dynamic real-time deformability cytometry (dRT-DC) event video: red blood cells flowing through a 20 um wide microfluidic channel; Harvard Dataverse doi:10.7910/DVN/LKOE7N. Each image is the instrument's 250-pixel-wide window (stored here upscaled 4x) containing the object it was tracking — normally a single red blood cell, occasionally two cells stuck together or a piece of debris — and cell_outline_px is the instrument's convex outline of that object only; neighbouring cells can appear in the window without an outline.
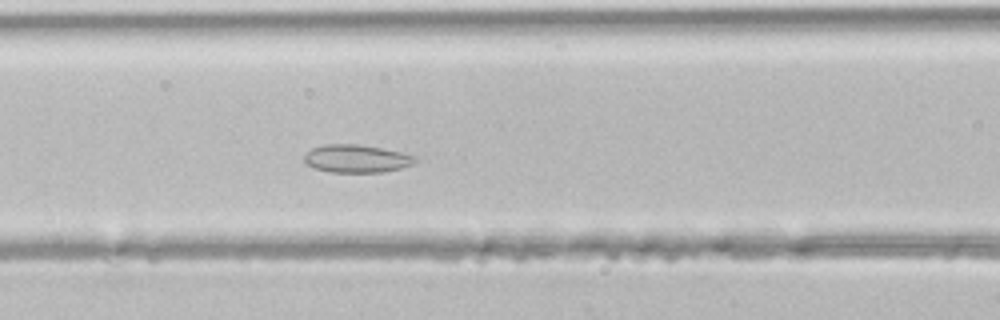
{"species": "common noctule bat (a hibernating species)", "species_latin": "Nyctalus noctula", "temperature_condition": "room temperature", "stored_images_in_passage": 46, "camera_frame_rate_fps": 3000, "um_per_image_px": 0.085, "animal": {"sex": "male", "body_mass_g": 21.5, "forearm_length_mm": 52.0}, "frame": {"image": 1, "passage_image": 19, "time_ms": 6.0, "image_size_px": [1000, 320], "cell_outline_px": [[416, 160], [412, 164], [400, 168], [384, 172], [328, 172], [316, 168], [308, 164], [304, 160], [304, 156], [312, 148], [324, 144], [356, 144], [380, 148], [400, 152], [416, 156]], "centroid_in_image_um": [30.3, 13.48], "position_along_channel_um": 136.3, "area_um2": 17.8}}
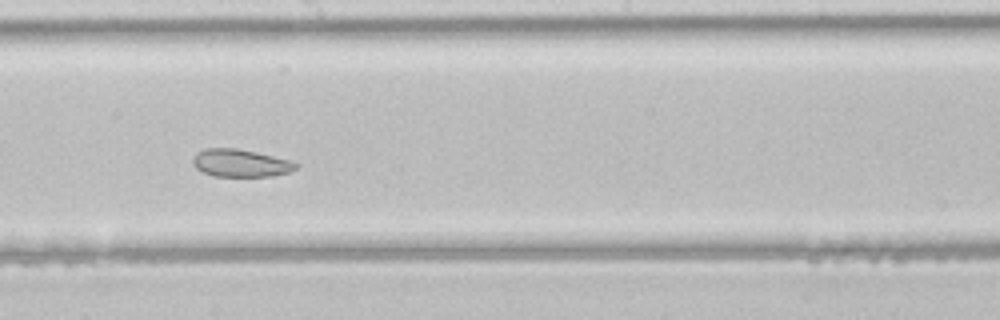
{"frame": {"image": 2, "passage_image": 25, "time_ms": 8.0, "image_size_px": [1000, 320], "cell_outline_px": [[300, 164], [292, 172], [272, 176], [212, 176], [196, 168], [192, 164], [192, 160], [196, 152], [204, 148], [236, 148], [256, 152], [292, 160]], "centroid_in_image_um": [20.47, 13.86], "position_along_channel_um": 227.7, "area_um2": 16.82}}
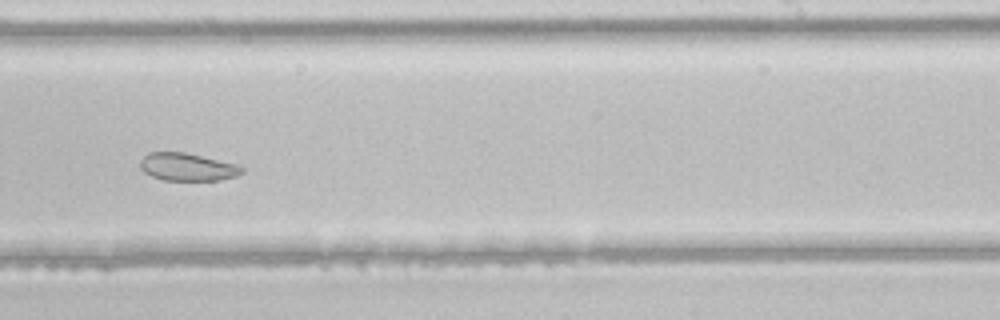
{"frame": {"image": 3, "passage_image": 28, "time_ms": 9.0, "image_size_px": [1000, 320], "cell_outline_px": [[244, 172], [236, 176], [220, 180], [164, 180], [152, 176], [144, 172], [140, 168], [140, 160], [148, 152], [184, 152], [240, 164], [244, 168]], "centroid_in_image_um": [15.96, 14.18], "position_along_channel_um": 273.0, "area_um2": 16.59}}